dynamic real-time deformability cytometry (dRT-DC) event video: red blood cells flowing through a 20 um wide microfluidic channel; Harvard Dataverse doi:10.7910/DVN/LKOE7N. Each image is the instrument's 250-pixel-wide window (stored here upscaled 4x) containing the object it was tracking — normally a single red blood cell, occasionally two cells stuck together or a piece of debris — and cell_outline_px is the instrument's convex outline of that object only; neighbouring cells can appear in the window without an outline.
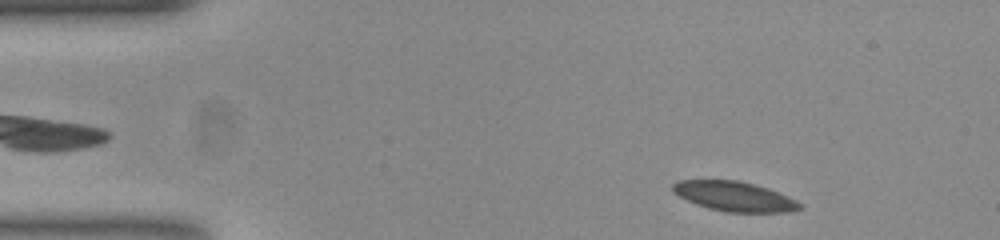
{"species": "common noctule bat (a hibernating species)", "species_latin": "Nyctalus noctula", "temperature_condition": "room temperature", "stored_images_in_passage": 51, "camera_frame_rate_fps": 3000, "um_per_image_px": 0.085, "animal": {"sex": "female", "body_mass_g": 23.0, "forearm_length_mm": 53.4}, "frame": {"image": 1, "passage_image": 3, "time_ms": 0.667, "image_size_px": [1000, 240], "cell_outline_px": [[800, 208], [788, 212], [724, 212], [708, 208], [696, 204], [672, 192], [672, 184], [680, 180], [736, 180], [768, 188], [796, 200], [800, 204]], "centroid_in_image_um": [62.38, 16.69], "position_along_channel_um": 22.6, "area_um2": 21.73}}
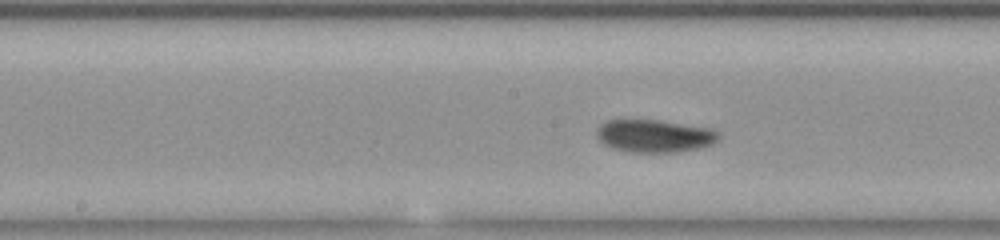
{"frame": {"image": 2, "passage_image": 23, "time_ms": 7.333, "image_size_px": [1000, 240], "cell_outline_px": [[720, 136], [712, 144], [700, 148], [680, 152], [628, 152], [612, 148], [604, 144], [596, 136], [596, 128], [604, 120], [660, 120], [708, 128], [716, 132]], "centroid_in_image_um": [55.57, 11.56], "position_along_channel_um": 192.6, "area_um2": 23.29}}
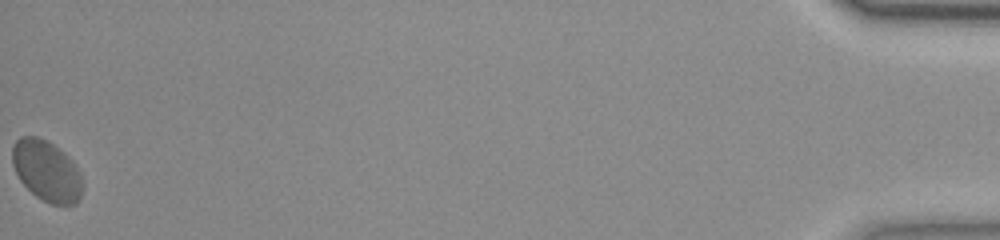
{"frame": {"image": 3, "passage_image": 51, "time_ms": 16.667, "image_size_px": [1000, 240], "cell_outline_px": [[80, 196], [76, 204], [52, 204], [36, 196], [20, 180], [12, 164], [12, 148], [16, 140], [20, 136], [36, 136], [52, 144], [76, 164], [80, 176]], "centroid_in_image_um": [3.93, 14.51], "position_along_channel_um": 431.3, "area_um2": 24.28}, "authors_computed_cell_mechanics": {"area_um2": 22.7732, "velocity_mm_per_s": 3.6863, "shape_relaxation_time_tau1_ms": 4.1145, "shape_relaxation_time_tau2_ms": 2.0926, "deformation_change_tau1": 0.0851, "deformation_change_tau2": 0.0326}}